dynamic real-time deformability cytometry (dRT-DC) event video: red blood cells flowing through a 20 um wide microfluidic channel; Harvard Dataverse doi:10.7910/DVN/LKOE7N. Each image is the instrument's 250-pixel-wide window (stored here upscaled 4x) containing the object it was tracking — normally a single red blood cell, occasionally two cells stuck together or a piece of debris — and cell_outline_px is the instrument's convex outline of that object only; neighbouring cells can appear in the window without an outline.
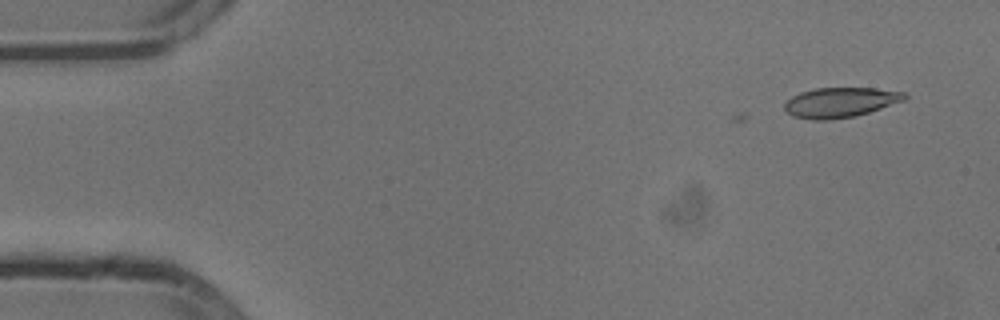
{"species": "common noctule bat (a hibernating species)", "species_latin": "Nyctalus noctula", "temperature_condition": "cold", "stored_images_in_passage": 7, "camera_frame_rate_fps": 3000, "um_per_image_px": 0.085, "animal": {"sex": "male", "body_mass_g": 13.3}, "frame": {"image": 1, "passage_image": 7, "time_ms": 2.0, "image_size_px": [1000, 320], "cell_outline_px": [[908, 96], [904, 100], [856, 116], [828, 120], [812, 120], [792, 116], [784, 108], [784, 104], [792, 96], [800, 92], [816, 88], [876, 88], [904, 92]], "centroid_in_image_um": [71.4, 8.7], "position_along_channel_um": 13.6, "area_um2": 20.87}}